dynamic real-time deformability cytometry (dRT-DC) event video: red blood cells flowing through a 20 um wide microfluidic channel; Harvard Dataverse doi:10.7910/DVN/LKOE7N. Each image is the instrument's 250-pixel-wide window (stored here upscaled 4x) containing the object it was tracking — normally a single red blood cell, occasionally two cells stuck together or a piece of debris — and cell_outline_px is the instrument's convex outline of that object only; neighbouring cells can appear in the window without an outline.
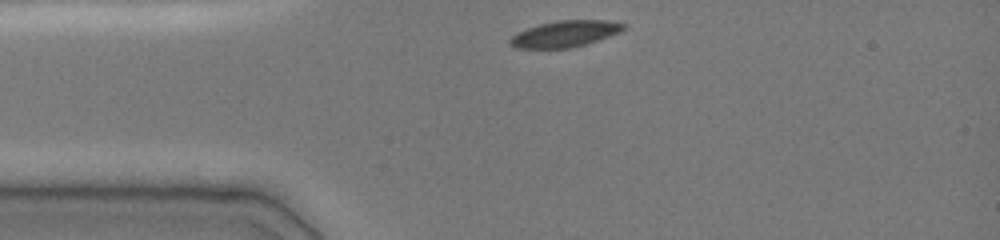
{"species": "common noctule bat (a hibernating species)", "species_latin": "Nyctalus noctula", "temperature_condition": "cold", "stored_images_in_passage": 7, "camera_frame_rate_fps": 3000, "um_per_image_px": 0.085, "animal": {"sex": "female", "body_mass_g": 19.0, "forearm_length_mm": 51.5}, "frame": {"image": 1, "passage_image": 1, "time_ms": 0.0, "image_size_px": [1000, 240], "cell_outline_px": [[628, 28], [620, 32], [584, 44], [568, 48], [516, 48], [508, 44], [508, 40], [516, 32], [540, 24], [556, 20], [608, 20], [628, 24]], "centroid_in_image_um": [48.03, 2.86], "position_along_channel_um": 37.0, "area_um2": 17.46}}
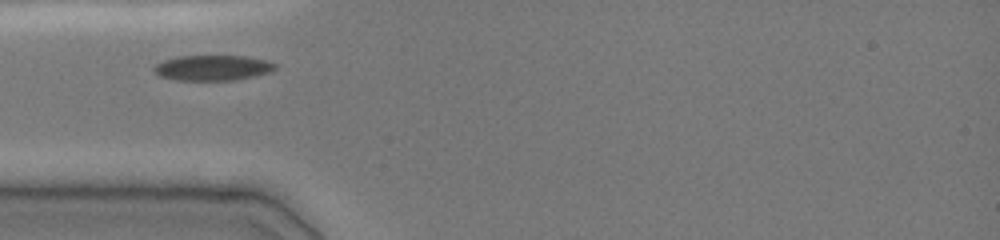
{"frame": {"image": 2, "passage_image": 6, "time_ms": 1.333, "image_size_px": [1000, 240], "cell_outline_px": [[276, 68], [268, 72], [236, 80], [176, 80], [160, 76], [152, 68], [156, 64], [164, 60], [176, 56], [244, 56], [264, 60], [276, 64]], "centroid_in_image_um": [18.03, 5.76], "position_along_channel_um": 67.0, "area_um2": 17.69}}